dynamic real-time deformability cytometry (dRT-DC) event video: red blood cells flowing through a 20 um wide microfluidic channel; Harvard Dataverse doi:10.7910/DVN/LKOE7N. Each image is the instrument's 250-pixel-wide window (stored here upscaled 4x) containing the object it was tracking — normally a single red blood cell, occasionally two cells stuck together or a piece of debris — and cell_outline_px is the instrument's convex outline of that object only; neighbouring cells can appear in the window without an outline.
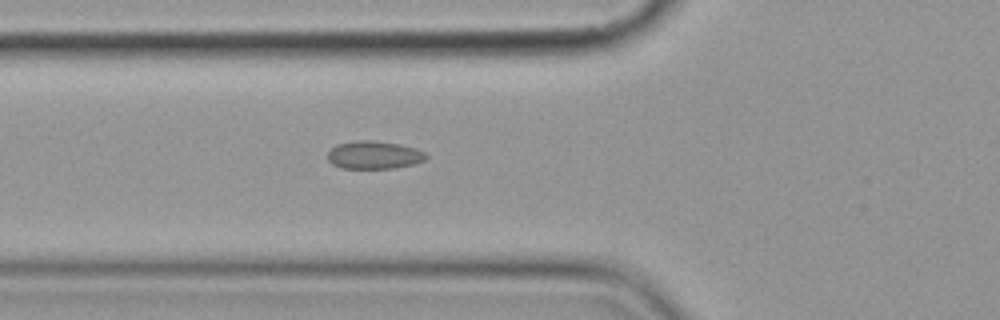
{"species": "common noctule bat (a hibernating species)", "species_latin": "Nyctalus noctula", "temperature_condition": "cold", "stored_images_in_passage": 6, "camera_frame_rate_fps": 3000, "um_per_image_px": 0.085, "animal": {"sex": "female", "body_mass_g": 19.9}, "frame": {"image": 1, "passage_image": 6, "time_ms": 6.667, "image_size_px": [1000, 320], "cell_outline_px": [[428, 156], [424, 160], [412, 164], [392, 168], [340, 168], [332, 164], [328, 160], [328, 152], [336, 144], [356, 140], [372, 140], [400, 144], [416, 148], [424, 152]], "centroid_in_image_um": [31.77, 13.16], "position_along_channel_um": 94.0, "area_um2": 16.01}}